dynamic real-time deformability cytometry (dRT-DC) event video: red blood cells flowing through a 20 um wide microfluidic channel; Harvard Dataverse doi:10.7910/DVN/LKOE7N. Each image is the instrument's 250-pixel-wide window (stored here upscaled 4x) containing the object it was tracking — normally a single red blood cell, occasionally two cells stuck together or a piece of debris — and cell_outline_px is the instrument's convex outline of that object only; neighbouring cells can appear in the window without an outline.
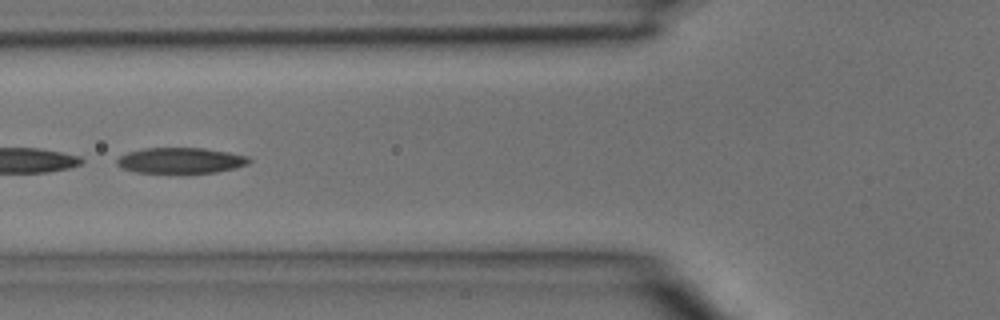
{"species": "common noctule bat (a hibernating species)", "species_latin": "Nyctalus noctula", "temperature_condition": "room temperature", "stored_images_in_passage": 4, "camera_frame_rate_fps": 3000, "um_per_image_px": 0.085, "animal": {"sex": "male", "body_mass_g": 15.6}, "frame": {"image": 1, "passage_image": 3, "time_ms": 0.667, "image_size_px": [1000, 320], "cell_outline_px": [[252, 160], [248, 164], [236, 168], [216, 172], [136, 172], [120, 168], [116, 164], [116, 160], [120, 156], [128, 152], [144, 148], [204, 148], [228, 152], [248, 156]], "centroid_in_image_um": [15.36, 13.63], "position_along_channel_um": 110.4, "area_um2": 19.71}}
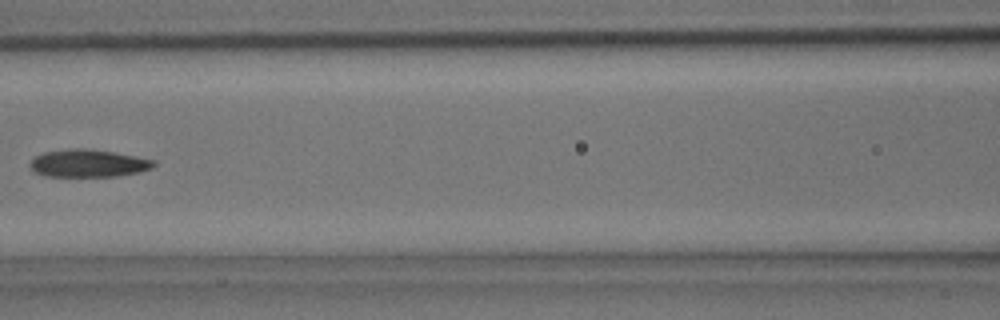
{"frame": {"image": 2, "passage_image": 4, "time_ms": 1.0, "image_size_px": [1000, 320], "cell_outline_px": [[156, 164], [152, 168], [140, 172], [116, 176], [44, 176], [32, 172], [28, 164], [36, 156], [44, 152], [72, 148], [84, 148], [112, 152], [156, 160]], "centroid_in_image_um": [7.48, 13.88], "position_along_channel_um": 159.1, "area_um2": 19.94}}